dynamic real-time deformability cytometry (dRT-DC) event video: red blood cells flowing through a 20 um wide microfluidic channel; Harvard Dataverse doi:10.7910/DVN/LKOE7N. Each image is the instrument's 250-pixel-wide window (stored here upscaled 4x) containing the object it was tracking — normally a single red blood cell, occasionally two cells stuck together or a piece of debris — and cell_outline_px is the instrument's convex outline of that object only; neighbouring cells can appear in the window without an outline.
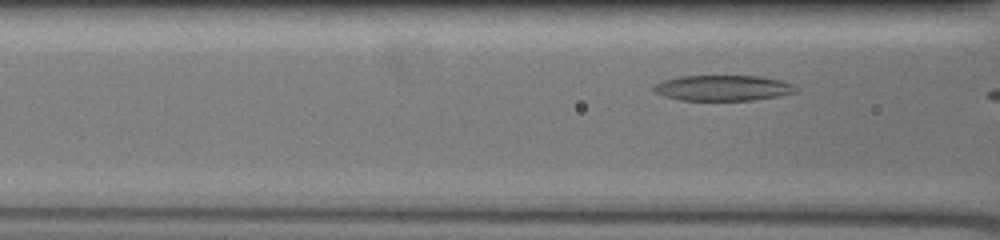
{"species": "common noctule bat (a hibernating species)", "species_latin": "Nyctalus noctula", "temperature_condition": "warm", "stored_images_in_passage": 13, "camera_frame_rate_fps": 3000, "um_per_image_px": 0.085, "animal": {"sex": "female", "body_mass_g": 19.5, "forearm_length_mm": 54.1}, "frame": {"image": 1, "passage_image": 10, "time_ms": 3.0, "image_size_px": [1000, 240], "cell_outline_px": [[796, 92], [776, 96], [752, 100], [680, 100], [656, 92], [652, 88], [656, 84], [664, 80], [680, 76], [760, 76], [780, 80], [792, 84]], "centroid_in_image_um": [61.44, 7.47], "position_along_channel_um": 105.2, "area_um2": 20.75}}